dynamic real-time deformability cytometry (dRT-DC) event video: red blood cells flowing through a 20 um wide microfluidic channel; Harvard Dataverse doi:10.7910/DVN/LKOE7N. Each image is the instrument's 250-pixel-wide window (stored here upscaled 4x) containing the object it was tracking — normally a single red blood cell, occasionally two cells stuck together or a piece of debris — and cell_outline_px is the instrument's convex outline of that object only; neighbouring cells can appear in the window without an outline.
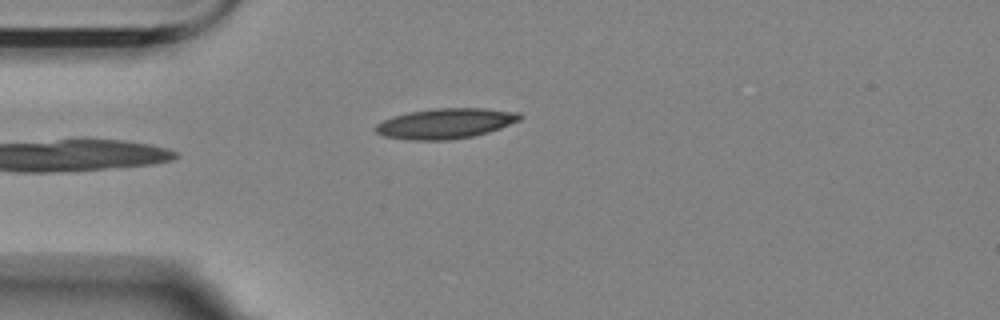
{"species": "Egyptian fruit bat (a non-hibernating species)", "species_latin": "Rousettus aegyptiacus", "temperature_condition": "room temperature", "stored_images_in_passage": 10, "camera_frame_rate_fps": 3000, "um_per_image_px": 0.085, "animal": {"sex": "female"}, "frame": {"image": 1, "passage_image": 5, "time_ms": 4.667, "image_size_px": [1000, 320], "cell_outline_px": [[524, 116], [520, 120], [500, 128], [488, 132], [472, 136], [448, 140], [412, 140], [384, 136], [376, 132], [376, 124], [392, 116], [408, 112], [436, 108], [484, 108], [520, 112]], "centroid_in_image_um": [37.9, 10.48], "position_along_channel_um": 47.1, "area_um2": 25.43}}
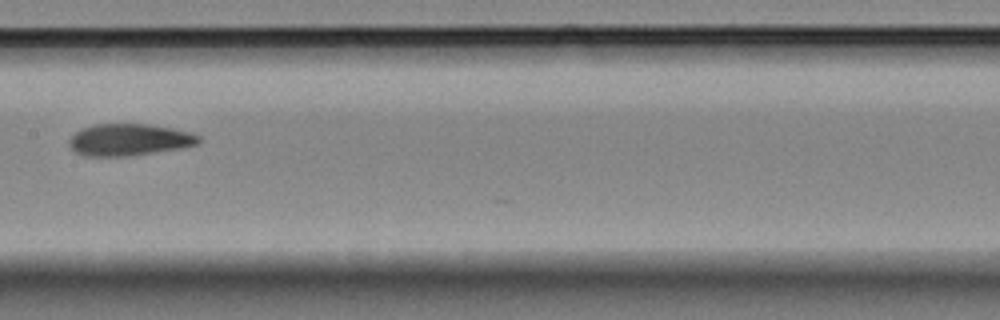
{"frame": {"image": 2, "passage_image": 9, "time_ms": 9.333, "image_size_px": [1000, 320], "cell_outline_px": [[200, 140], [196, 144], [180, 148], [128, 156], [84, 156], [76, 152], [68, 144], [68, 140], [76, 132], [84, 128], [96, 124], [148, 124], [172, 128], [192, 132], [200, 136]], "centroid_in_image_um": [10.98, 11.88], "position_along_channel_um": 196.4, "area_um2": 23.87}}
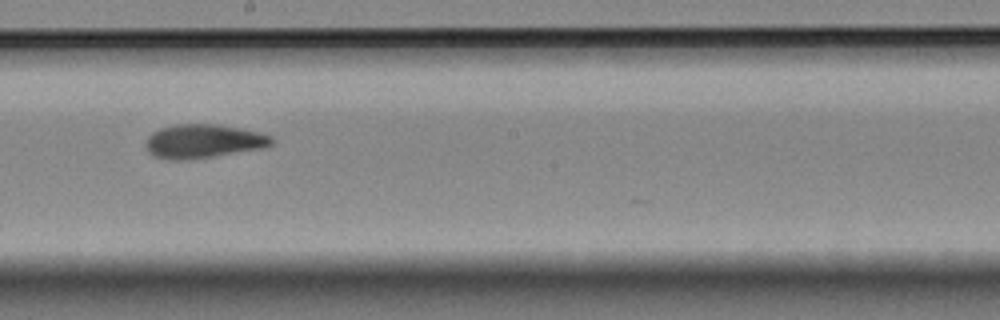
{"frame": {"image": 3, "passage_image": 10, "time_ms": 10.333, "image_size_px": [1000, 320], "cell_outline_px": [[276, 140], [272, 144], [264, 148], [188, 160], [168, 160], [152, 156], [144, 148], [144, 144], [148, 136], [152, 132], [160, 128], [176, 124], [216, 124], [256, 132], [272, 136]], "centroid_in_image_um": [17.22, 12.02], "position_along_channel_um": 231.0, "area_um2": 24.97}}